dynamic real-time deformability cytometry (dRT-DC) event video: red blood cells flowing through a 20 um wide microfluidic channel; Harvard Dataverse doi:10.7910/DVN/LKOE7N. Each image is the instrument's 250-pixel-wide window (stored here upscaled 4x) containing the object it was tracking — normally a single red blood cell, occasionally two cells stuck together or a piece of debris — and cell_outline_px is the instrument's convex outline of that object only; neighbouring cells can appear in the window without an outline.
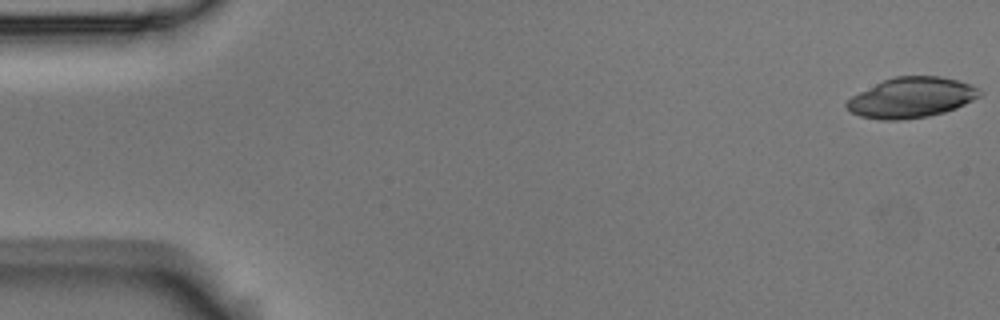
{"species": "Egyptian fruit bat (a non-hibernating species)", "species_latin": "Rousettus aegyptiacus", "temperature_condition": "room temperature", "stored_images_in_passage": 5, "camera_frame_rate_fps": 3000, "um_per_image_px": 0.085, "animal": {"sex": "male"}, "frame": {"image": 1, "passage_image": 1, "time_ms": 0.0, "image_size_px": [1000, 320], "cell_outline_px": [[984, 92], [980, 96], [956, 108], [944, 112], [928, 116], [900, 120], [880, 120], [860, 116], [852, 112], [844, 104], [852, 96], [884, 80], [896, 76], [940, 76], [956, 80], [980, 88]], "centroid_in_image_um": [77.49, 8.3], "position_along_channel_um": 7.5, "area_um2": 30.98}}